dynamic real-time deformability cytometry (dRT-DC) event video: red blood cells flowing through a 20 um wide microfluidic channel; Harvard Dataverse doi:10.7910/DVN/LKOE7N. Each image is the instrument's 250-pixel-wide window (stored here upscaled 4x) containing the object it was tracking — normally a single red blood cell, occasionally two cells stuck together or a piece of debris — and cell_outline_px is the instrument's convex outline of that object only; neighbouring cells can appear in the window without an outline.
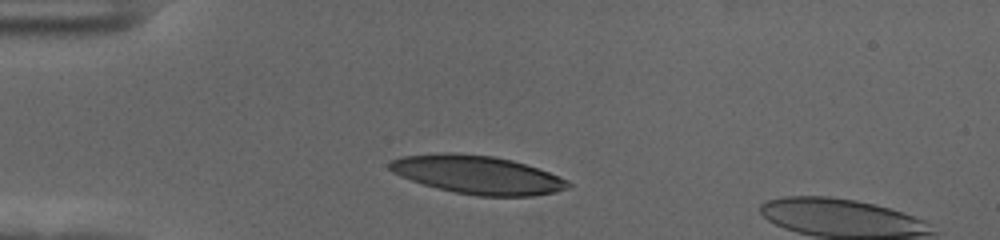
{"species": "human", "species_latin": "Homo sapiens", "temperature_condition": "cold", "stored_images_in_passage": 41, "camera_frame_rate_fps": 3000, "um_per_image_px": 0.085, "donor": {"sex": "female"}, "frame": {"image": 1, "passage_image": 8, "time_ms": 2.333, "image_size_px": [1000, 240], "cell_outline_px": [[572, 184], [568, 188], [552, 192], [532, 196], [476, 196], [436, 188], [400, 176], [392, 172], [388, 168], [388, 160], [400, 156], [444, 152], [452, 152], [492, 156], [512, 160], [548, 172], [568, 180]], "centroid_in_image_um": [40.52, 14.84], "position_along_channel_um": 44.5, "area_um2": 39.82}}
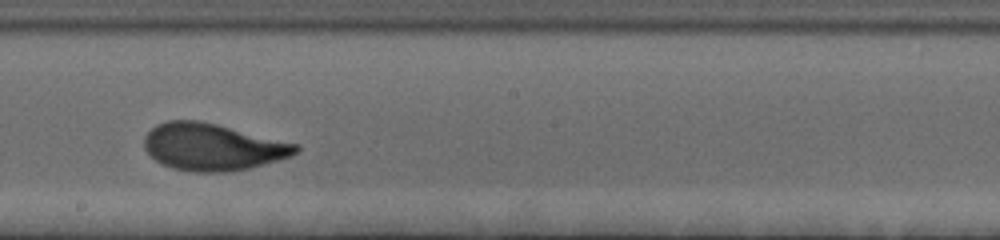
{"frame": {"image": 2, "passage_image": 26, "time_ms": 8.333, "image_size_px": [1000, 240], "cell_outline_px": [[300, 148], [292, 156], [252, 168], [232, 172], [192, 172], [172, 168], [156, 160], [144, 148], [144, 136], [156, 124], [168, 120], [200, 120], [300, 144]], "centroid_in_image_um": [18.1, 12.49], "position_along_channel_um": 230.1, "area_um2": 41.79}}
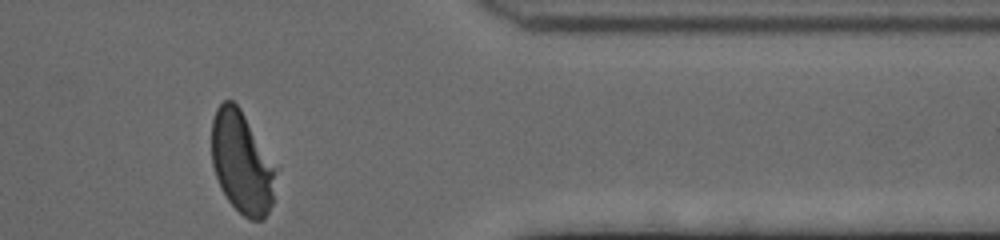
{"frame": {"image": 3, "passage_image": 41, "time_ms": 13.333, "image_size_px": [1000, 240], "cell_outline_px": [[272, 204], [264, 220], [248, 220], [228, 200], [220, 188], [212, 164], [212, 120], [216, 108], [224, 100], [232, 100], [240, 108], [272, 168]], "centroid_in_image_um": [20.45, 13.85], "position_along_channel_um": 390.9, "area_um2": 36.41}, "authors_computed_cell_mechanics": {"area_um2": 40.1132, "velocity_mm_per_s": 3.5421, "shape_relaxation_time_tau1_ms": 3.9632, "shape_relaxation_time_tau2_ms": 1.2226, "deformation_change_tau1": 0.191, "deformation_change_tau2": 0.0768}}